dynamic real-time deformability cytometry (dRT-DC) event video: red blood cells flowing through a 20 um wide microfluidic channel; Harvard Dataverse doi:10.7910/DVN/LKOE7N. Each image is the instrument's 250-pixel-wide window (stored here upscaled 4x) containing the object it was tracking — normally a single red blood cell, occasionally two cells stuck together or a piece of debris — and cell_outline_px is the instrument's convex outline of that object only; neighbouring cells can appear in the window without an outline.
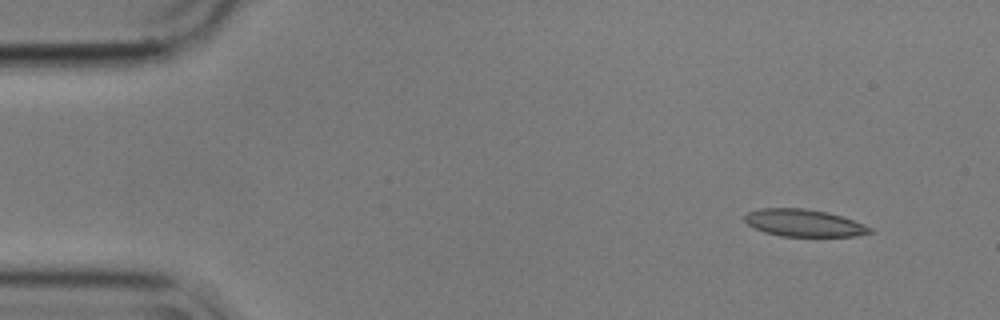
{"species": "common noctule bat (a hibernating species)", "species_latin": "Nyctalus noctula", "temperature_condition": "cold", "stored_images_in_passage": 4, "camera_frame_rate_fps": 3000, "um_per_image_px": 0.085, "animal": {"sex": "male", "body_mass_g": 17.9}, "frame": {"image": 1, "passage_image": 1, "time_ms": 0.0, "image_size_px": [1000, 320], "cell_outline_px": [[872, 232], [856, 236], [780, 236], [764, 232], [748, 224], [744, 220], [744, 216], [748, 212], [760, 208], [804, 208], [828, 212], [864, 224], [872, 228]], "centroid_in_image_um": [68.32, 18.95], "position_along_channel_um": 16.7, "area_um2": 19.77}}
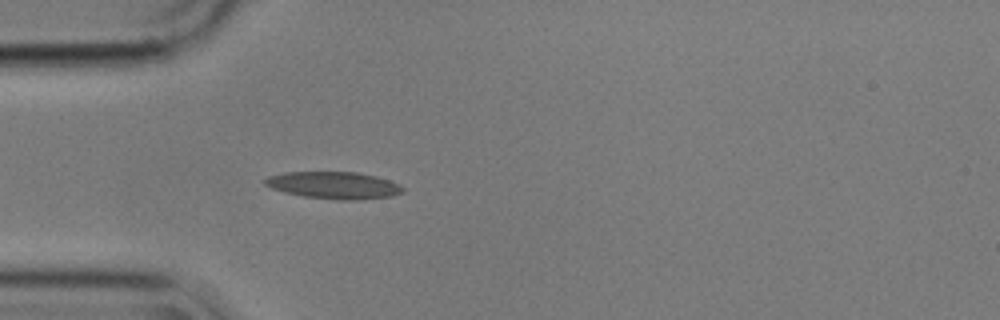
{"frame": {"image": 2, "passage_image": 4, "time_ms": 1.0, "image_size_px": [1000, 320], "cell_outline_px": [[404, 192], [392, 196], [356, 200], [336, 200], [304, 196], [284, 192], [272, 188], [264, 184], [264, 180], [268, 176], [284, 172], [356, 172], [376, 176], [400, 184], [404, 188]], "centroid_in_image_um": [28.39, 15.75], "position_along_channel_um": 56.6, "area_um2": 21.79}}